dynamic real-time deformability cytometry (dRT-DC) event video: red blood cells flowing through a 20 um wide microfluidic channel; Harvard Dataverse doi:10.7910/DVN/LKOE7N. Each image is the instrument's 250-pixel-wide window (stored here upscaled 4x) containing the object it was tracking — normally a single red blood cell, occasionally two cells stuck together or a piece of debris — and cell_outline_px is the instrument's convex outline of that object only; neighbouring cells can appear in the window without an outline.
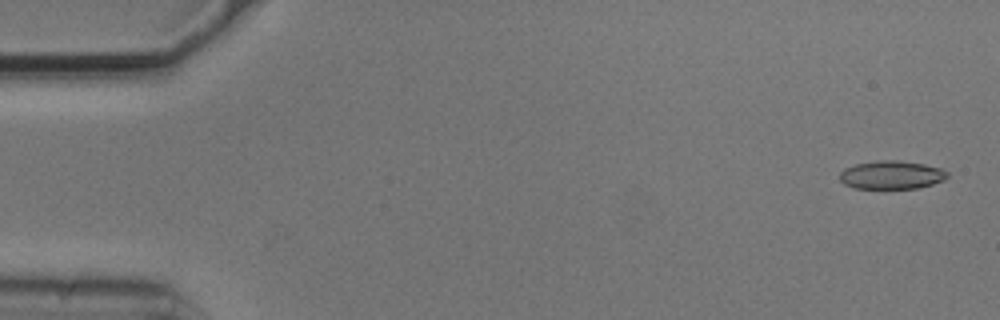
{"species": "common noctule bat (a hibernating species)", "species_latin": "Nyctalus noctula", "temperature_condition": "cold", "stored_images_in_passage": 5, "camera_frame_rate_fps": 3000, "um_per_image_px": 0.085, "animal": {"sex": "male", "body_mass_g": 20.5, "forearm_length_mm": 52.5}, "frame": {"image": 1, "passage_image": 1, "time_ms": 0.0, "image_size_px": [1000, 320], "cell_outline_px": [[948, 176], [944, 180], [932, 184], [916, 188], [856, 188], [844, 184], [840, 180], [840, 172], [844, 168], [856, 164], [876, 160], [900, 160], [924, 164], [940, 168], [948, 172]], "centroid_in_image_um": [75.77, 14.86], "position_along_channel_um": 9.2, "area_um2": 17.74}}
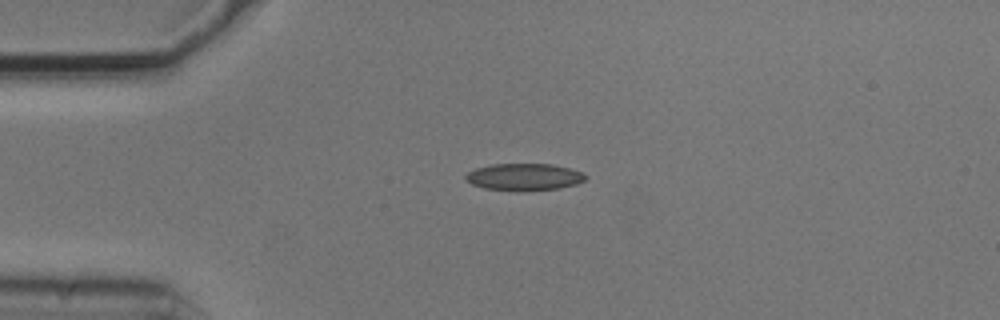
{"frame": {"image": 2, "passage_image": 4, "time_ms": 1.0, "image_size_px": [1000, 320], "cell_outline_px": [[588, 176], [584, 180], [576, 184], [560, 188], [516, 192], [484, 188], [472, 184], [464, 180], [464, 176], [468, 172], [476, 168], [492, 164], [552, 164], [584, 172]], "centroid_in_image_um": [44.54, 15.05], "position_along_channel_um": 40.5, "area_um2": 19.13}}